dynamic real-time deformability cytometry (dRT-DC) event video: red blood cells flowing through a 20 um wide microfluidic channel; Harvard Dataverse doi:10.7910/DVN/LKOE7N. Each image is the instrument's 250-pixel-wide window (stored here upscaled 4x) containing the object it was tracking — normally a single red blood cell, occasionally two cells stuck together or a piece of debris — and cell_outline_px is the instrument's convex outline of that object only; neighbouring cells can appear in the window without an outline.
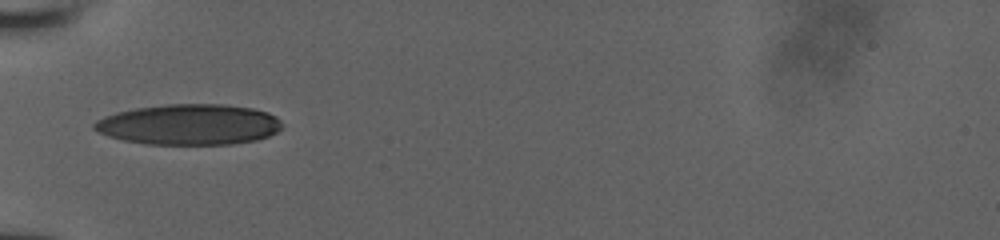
{"species": "human", "species_latin": "Homo sapiens", "temperature_condition": "room temperature", "stored_images_in_passage": 33, "camera_frame_rate_fps": 3000, "um_per_image_px": 0.085, "donor": {"sex": "male"}, "frame": {"image": 1, "passage_image": 1, "time_ms": 0.0, "image_size_px": [1000, 240], "cell_outline_px": [[284, 124], [276, 132], [268, 136], [256, 140], [232, 144], [144, 144], [124, 140], [108, 136], [92, 128], [92, 124], [96, 120], [104, 116], [116, 112], [136, 108], [168, 104], [224, 104], [252, 108], [268, 112], [276, 116]], "centroid_in_image_um": [16.08, 10.58], "position_along_channel_um": 68.9, "area_um2": 44.62}}
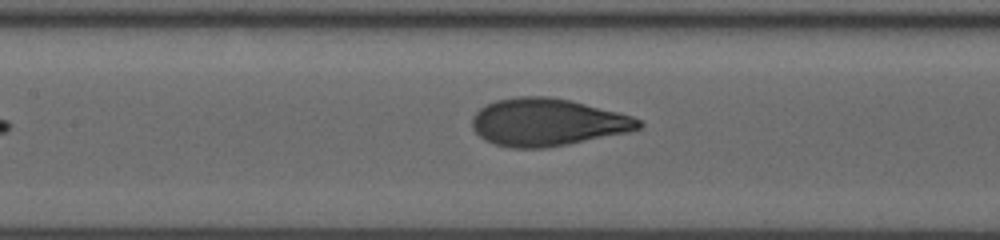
{"frame": {"image": 2, "passage_image": 12, "time_ms": 2.333, "image_size_px": [1000, 240], "cell_outline_px": [[644, 124], [640, 128], [628, 132], [568, 144], [544, 148], [512, 148], [496, 144], [484, 140], [472, 128], [472, 116], [480, 108], [496, 100], [516, 96], [548, 96], [568, 100], [632, 116], [640, 120]], "centroid_in_image_um": [46.5, 10.39], "position_along_channel_um": 160.9, "area_um2": 45.78}}
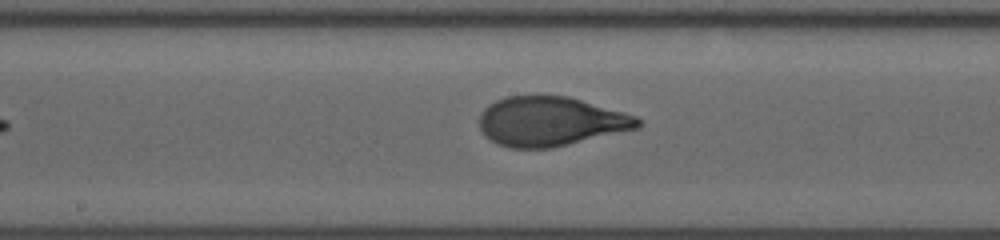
{"frame": {"image": 3, "passage_image": 17, "time_ms": 3.333, "image_size_px": [1000, 240], "cell_outline_px": [[640, 128], [552, 148], [508, 148], [496, 144], [484, 136], [480, 128], [480, 112], [488, 104], [504, 96], [568, 96], [624, 112], [636, 116], [640, 120]], "centroid_in_image_um": [46.77, 10.33], "position_along_channel_um": 201.4, "area_um2": 45.84}}